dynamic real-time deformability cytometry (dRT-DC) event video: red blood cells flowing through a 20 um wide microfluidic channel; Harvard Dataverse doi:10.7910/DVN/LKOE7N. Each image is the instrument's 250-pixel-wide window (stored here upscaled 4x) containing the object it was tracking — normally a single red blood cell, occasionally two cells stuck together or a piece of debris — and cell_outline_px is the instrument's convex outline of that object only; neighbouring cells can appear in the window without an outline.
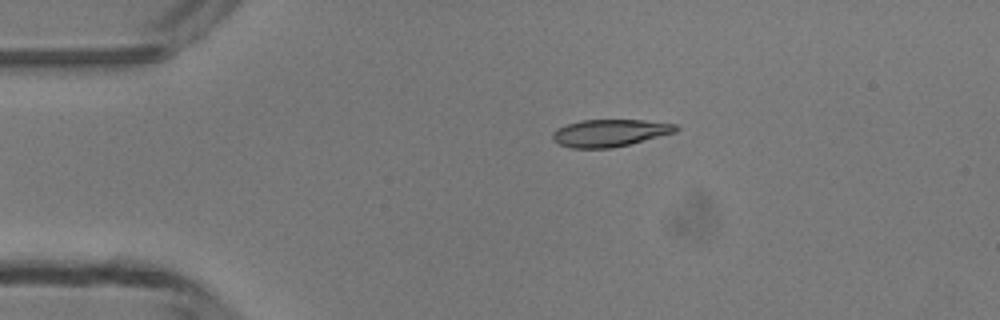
{"species": "common noctule bat (a hibernating species)", "species_latin": "Nyctalus noctula", "temperature_condition": "room temperature", "stored_images_in_passage": 4, "camera_frame_rate_fps": 3000, "um_per_image_px": 0.085, "animal": {"sex": "male", "body_mass_g": 13.3}, "frame": {"image": 1, "passage_image": 3, "time_ms": 2.333, "image_size_px": [1000, 320], "cell_outline_px": [[680, 128], [676, 132], [612, 148], [572, 148], [560, 144], [552, 136], [552, 132], [556, 128], [580, 120], [644, 120], [676, 124]], "centroid_in_image_um": [51.84, 11.29], "position_along_channel_um": 33.2, "area_um2": 19.42}}